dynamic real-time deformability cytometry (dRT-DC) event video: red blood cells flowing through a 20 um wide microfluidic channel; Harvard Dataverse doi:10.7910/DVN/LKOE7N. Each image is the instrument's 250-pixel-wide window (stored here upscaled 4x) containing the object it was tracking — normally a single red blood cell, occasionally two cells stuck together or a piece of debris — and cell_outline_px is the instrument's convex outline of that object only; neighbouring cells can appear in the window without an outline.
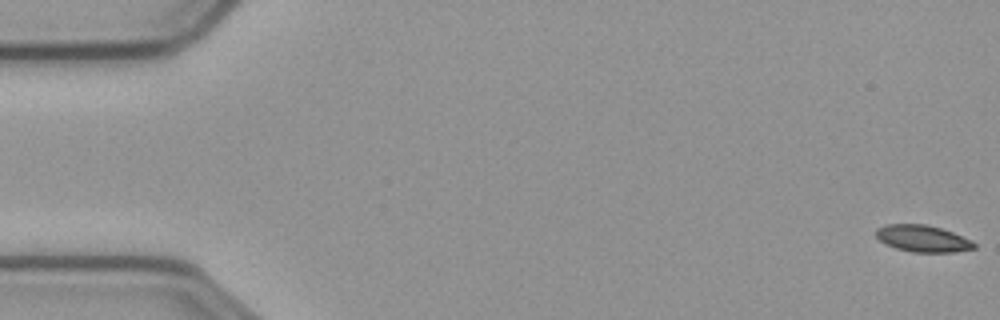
{"species": "common noctule bat (a hibernating species)", "species_latin": "Nyctalus noctula", "temperature_condition": "cold", "stored_images_in_passage": 59, "camera_frame_rate_fps": 3000, "um_per_image_px": 0.085, "animal": {"sex": "male", "body_mass_g": 23.1, "forearm_length_mm": 52.7}, "frame": {"image": 1, "passage_image": 1, "time_ms": 0.0, "image_size_px": [1000, 320], "cell_outline_px": [[976, 248], [956, 252], [912, 252], [896, 248], [880, 240], [876, 236], [876, 228], [884, 224], [924, 224], [940, 228], [952, 232], [972, 240], [976, 244]], "centroid_in_image_um": [78.44, 20.27], "position_along_channel_um": 6.6, "area_um2": 15.26}}
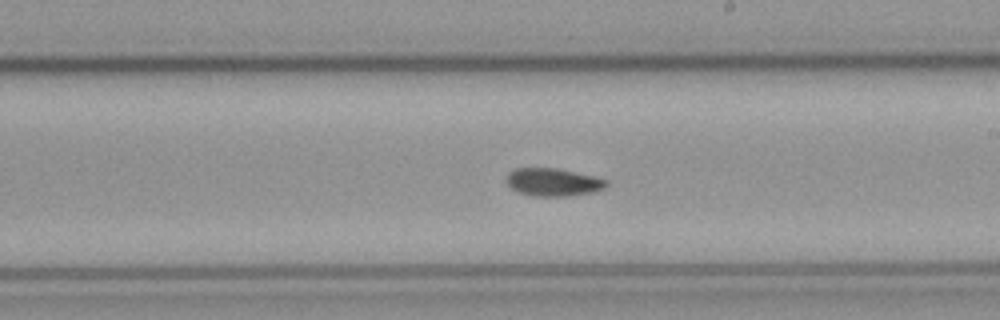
{"frame": {"image": 2, "passage_image": 33, "time_ms": 10.667, "image_size_px": [1000, 320], "cell_outline_px": [[608, 184], [604, 188], [596, 192], [568, 196], [532, 196], [516, 192], [504, 180], [504, 176], [508, 172], [516, 168], [556, 168], [596, 176], [608, 180]], "centroid_in_image_um": [47.0, 15.48], "position_along_channel_um": 242.0, "area_um2": 16.59}}
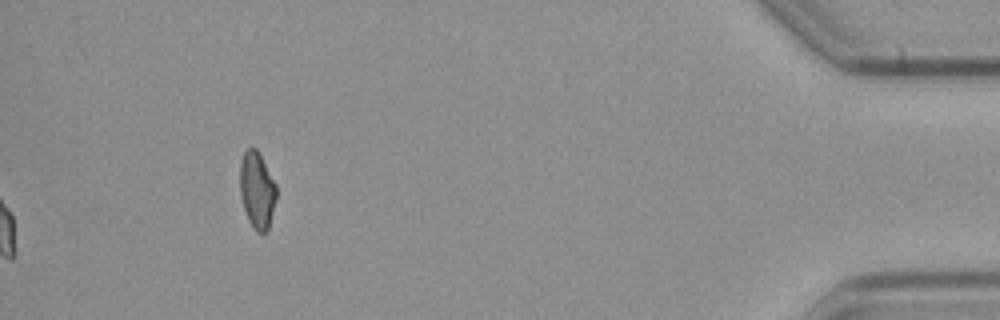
{"frame": {"image": 3, "passage_image": 59, "time_ms": 19.333, "image_size_px": [1000, 320], "cell_outline_px": [[276, 200], [268, 228], [264, 232], [256, 232], [248, 220], [240, 196], [240, 164], [244, 152], [248, 148], [256, 148], [276, 184]], "centroid_in_image_um": [21.84, 16.16], "position_along_channel_um": 413.4, "area_um2": 16.07}, "authors_computed_cell_mechanics": {"area_um2": 15.895, "velocity_mm_per_s": 3.5871, "shape_relaxation_time_tau1_ms": 6.4034, "shape_relaxation_time_tau2_ms": null, "deformation_change_tau1": 0.1199, "deformation_change_tau2": null}}